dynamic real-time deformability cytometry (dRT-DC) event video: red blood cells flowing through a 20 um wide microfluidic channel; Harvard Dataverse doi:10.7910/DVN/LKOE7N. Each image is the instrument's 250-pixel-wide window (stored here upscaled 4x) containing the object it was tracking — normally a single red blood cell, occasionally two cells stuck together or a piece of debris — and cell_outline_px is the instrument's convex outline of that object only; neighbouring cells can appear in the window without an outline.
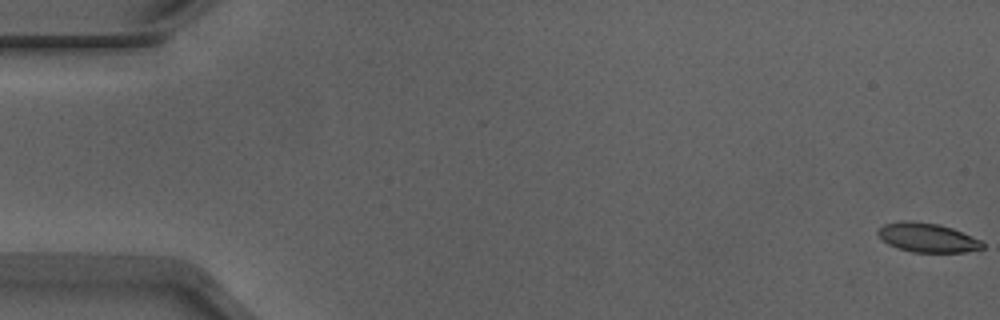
{"species": "Egyptian fruit bat (a non-hibernating species)", "species_latin": "Rousettus aegyptiacus", "temperature_condition": "warm", "stored_images_in_passage": 54, "camera_frame_rate_fps": 3000, "um_per_image_px": 0.085, "animal": {"sex": "male"}, "frame": {"image": 1, "passage_image": 1, "time_ms": 0.0, "image_size_px": [1000, 320], "cell_outline_px": [[984, 248], [964, 252], [912, 252], [896, 248], [888, 244], [876, 232], [884, 224], [904, 220], [908, 220], [940, 224], [952, 228], [980, 240], [984, 244]], "centroid_in_image_um": [78.82, 20.19], "position_along_channel_um": 6.2, "area_um2": 17.69}}
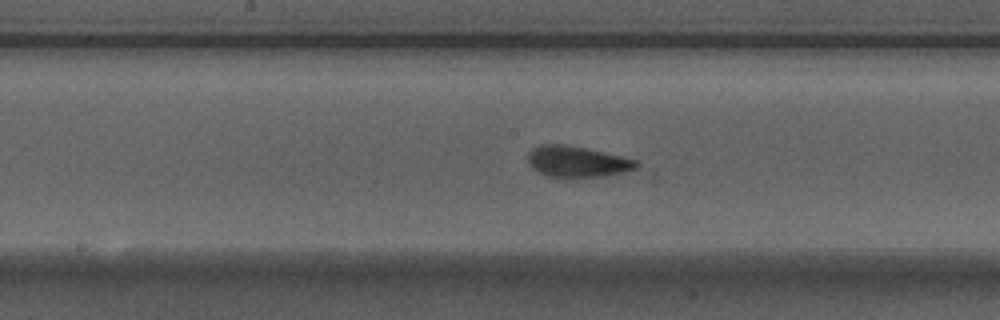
{"frame": {"image": 2, "passage_image": 28, "time_ms": 9.0, "image_size_px": [1000, 320], "cell_outline_px": [[640, 164], [636, 168], [624, 172], [604, 176], [572, 180], [564, 180], [544, 176], [532, 168], [528, 160], [528, 152], [532, 148], [540, 144], [564, 144], [584, 148], [620, 156], [636, 160]], "centroid_in_image_um": [49.0, 13.79], "position_along_channel_um": 199.2, "area_um2": 20.29}}
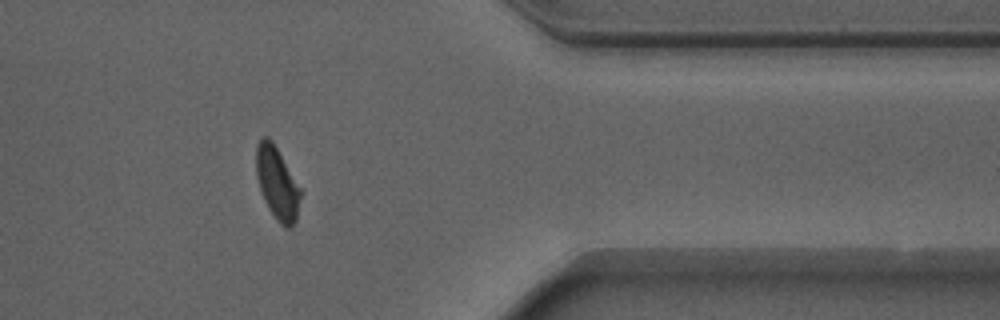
{"frame": {"image": 3, "passage_image": 44, "time_ms": 14.333, "image_size_px": [1000, 320], "cell_outline_px": [[300, 196], [296, 220], [288, 228], [280, 224], [276, 220], [268, 208], [264, 200], [256, 176], [256, 144], [260, 136], [268, 136], [272, 140], [300, 188]], "centroid_in_image_um": [23.52, 15.53], "position_along_channel_um": 387.9, "area_um2": 18.5}}